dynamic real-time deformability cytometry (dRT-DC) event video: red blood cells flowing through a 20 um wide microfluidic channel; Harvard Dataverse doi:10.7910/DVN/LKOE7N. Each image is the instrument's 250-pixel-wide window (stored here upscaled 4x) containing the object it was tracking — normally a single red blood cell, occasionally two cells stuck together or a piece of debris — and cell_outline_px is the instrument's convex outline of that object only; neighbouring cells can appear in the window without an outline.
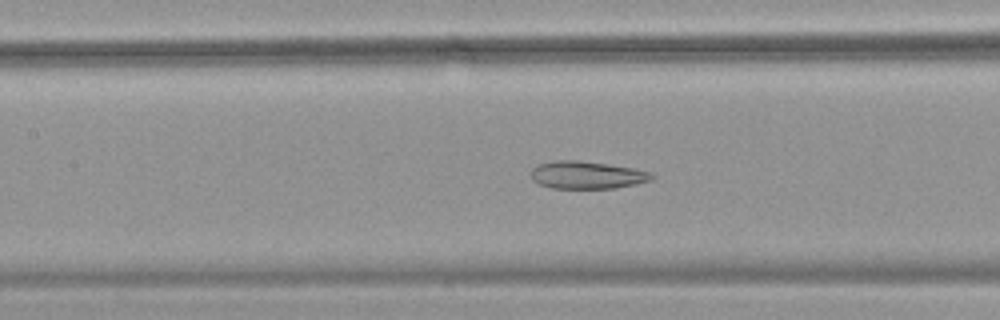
{"species": "common noctule bat (a hibernating species)", "species_latin": "Nyctalus noctula", "temperature_condition": "warm", "stored_images_in_passage": 54, "camera_frame_rate_fps": 3000, "um_per_image_px": 0.085, "animal": {"sex": "female", "body_mass_g": 18.4}, "frame": {"image": 1, "passage_image": 25, "time_ms": 8.0, "image_size_px": [1000, 320], "cell_outline_px": [[656, 176], [652, 180], [636, 184], [616, 188], [552, 188], [540, 184], [532, 180], [528, 172], [536, 164], [556, 160], [580, 160], [608, 164], [632, 168], [652, 172]], "centroid_in_image_um": [49.87, 14.87], "position_along_channel_um": 157.5, "area_um2": 19.71}}
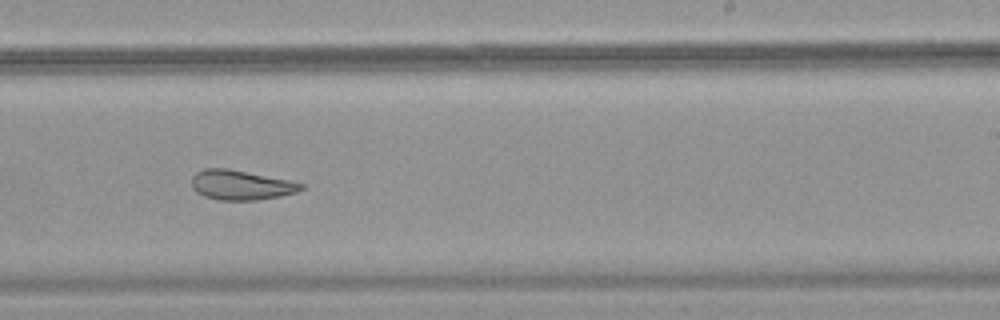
{"frame": {"image": 2, "passage_image": 34, "time_ms": 11.0, "image_size_px": [1000, 320], "cell_outline_px": [[304, 188], [296, 192], [280, 196], [256, 200], [220, 200], [204, 196], [196, 192], [192, 188], [192, 176], [196, 172], [204, 168], [228, 168], [292, 180], [304, 184]], "centroid_in_image_um": [20.48, 15.71], "position_along_channel_um": 268.5, "area_um2": 19.13}}
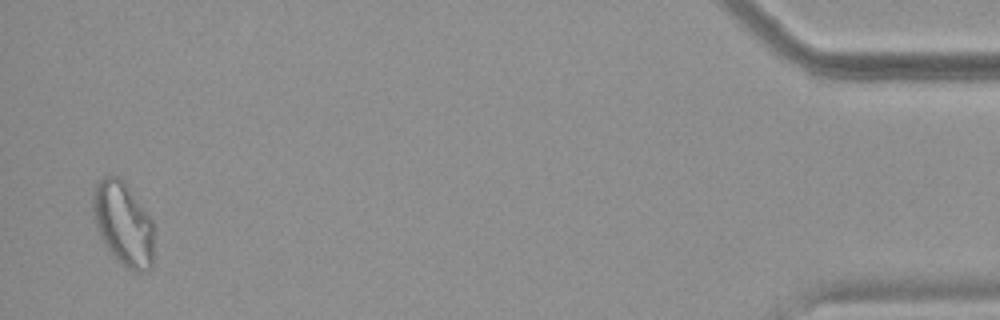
{"frame": {"image": 3, "passage_image": 53, "time_ms": 17.333, "image_size_px": [1000, 320], "cell_outline_px": [[152, 268], [140, 272], [136, 272], [124, 268], [116, 260], [100, 236], [96, 228], [92, 212], [92, 196], [96, 184], [104, 176], [120, 176], [152, 220]], "centroid_in_image_um": [10.45, 19.03], "position_along_channel_um": 424.8, "area_um2": 29.65}, "authors_computed_cell_mechanics": {"area_um2": 25.2008, "velocity_mm_per_s": 3.7138, "shape_relaxation_time_tau1_ms": null, "shape_relaxation_time_tau2_ms": 2.0959, "deformation_change_tau1": null, "deformation_change_tau2": 0.08}}